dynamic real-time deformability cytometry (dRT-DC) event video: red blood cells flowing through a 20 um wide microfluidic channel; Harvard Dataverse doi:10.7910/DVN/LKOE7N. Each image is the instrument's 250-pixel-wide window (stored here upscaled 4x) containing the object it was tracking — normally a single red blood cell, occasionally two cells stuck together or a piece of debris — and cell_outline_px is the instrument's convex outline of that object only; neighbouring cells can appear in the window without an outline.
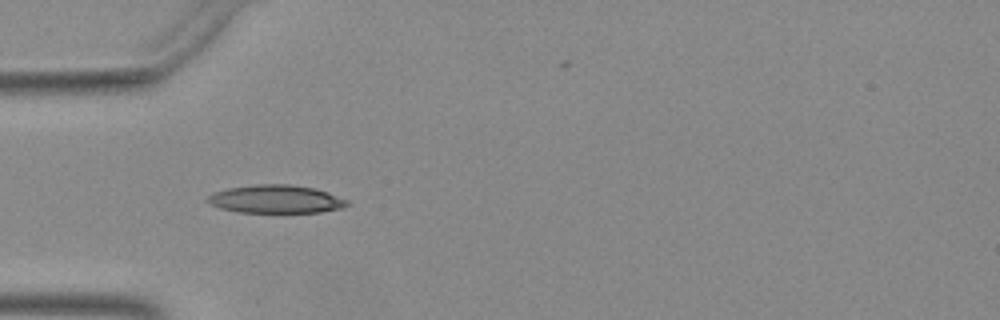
{"species": "Egyptian fruit bat (a non-hibernating species)", "species_latin": "Rousettus aegyptiacus", "temperature_condition": "warm", "stored_images_in_passage": 36, "camera_frame_rate_fps": 3000, "um_per_image_px": 0.085, "animal": {"sex": "female"}, "frame": {"image": 1, "passage_image": 1, "time_ms": 0.0, "image_size_px": [1000, 320], "cell_outline_px": [[352, 204], [344, 208], [320, 212], [240, 212], [220, 208], [208, 204], [204, 200], [208, 196], [216, 192], [228, 188], [260, 184], [288, 184], [316, 188], [328, 192], [348, 200]], "centroid_in_image_um": [23.49, 16.93], "position_along_channel_um": 61.5, "area_um2": 23.0}}
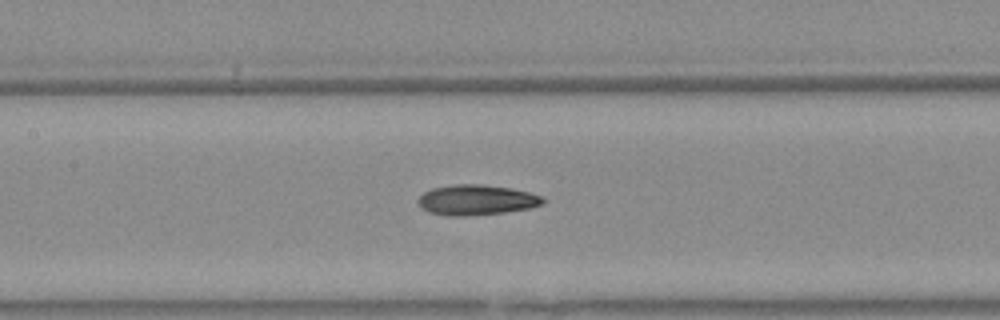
{"frame": {"image": 2, "passage_image": 9, "time_ms": 2.667, "image_size_px": [1000, 320], "cell_outline_px": [[544, 204], [532, 208], [504, 212], [468, 216], [448, 216], [428, 212], [416, 200], [424, 192], [432, 188], [456, 184], [480, 184], [512, 188], [528, 192], [540, 196], [544, 200]], "centroid_in_image_um": [40.5, 17.0], "position_along_channel_um": 166.9, "area_um2": 22.02}}
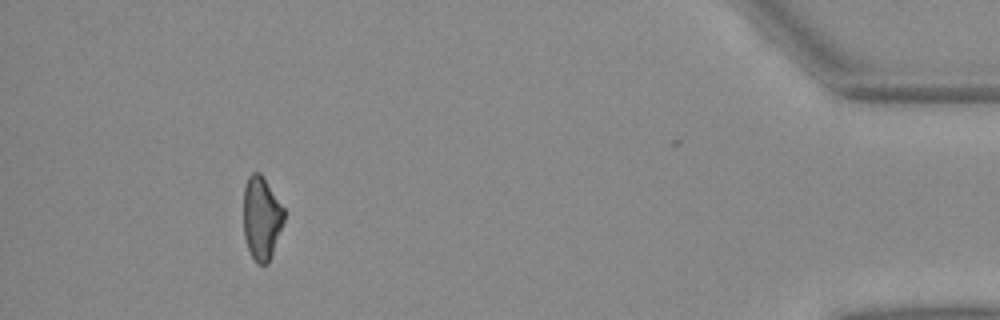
{"frame": {"image": 3, "passage_image": 32, "time_ms": 10.333, "image_size_px": [1000, 320], "cell_outline_px": [[284, 220], [268, 264], [256, 264], [248, 248], [244, 236], [244, 184], [248, 176], [252, 172], [260, 172], [284, 208]], "centroid_in_image_um": [22.21, 18.52], "position_along_channel_um": 413.0, "area_um2": 19.54}}